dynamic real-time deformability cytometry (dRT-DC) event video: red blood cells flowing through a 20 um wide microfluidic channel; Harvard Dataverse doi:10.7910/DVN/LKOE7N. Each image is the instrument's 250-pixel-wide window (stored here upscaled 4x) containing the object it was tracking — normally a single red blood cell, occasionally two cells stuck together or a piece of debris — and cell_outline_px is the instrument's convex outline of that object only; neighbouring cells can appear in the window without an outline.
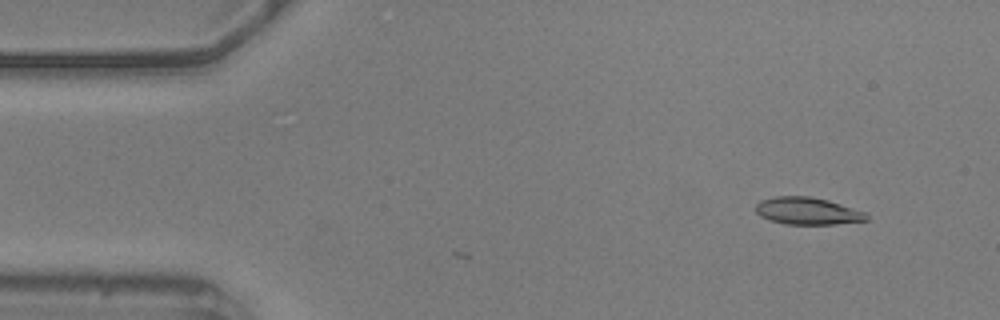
{"species": "common noctule bat (a hibernating species)", "species_latin": "Nyctalus noctula", "temperature_condition": "warm", "stored_images_in_passage": 3, "camera_frame_rate_fps": 3000, "um_per_image_px": 0.085, "animal": {"sex": "male", "body_mass_g": 20.5, "forearm_length_mm": 52.5}, "frame": {"image": 1, "passage_image": 3, "time_ms": 0.667, "image_size_px": [1000, 320], "cell_outline_px": [[868, 220], [836, 224], [784, 224], [760, 216], [756, 212], [756, 204], [760, 200], [776, 196], [808, 196], [828, 200], [864, 212], [868, 216]], "centroid_in_image_um": [68.61, 17.93], "position_along_channel_um": 16.4, "area_um2": 17.4}}